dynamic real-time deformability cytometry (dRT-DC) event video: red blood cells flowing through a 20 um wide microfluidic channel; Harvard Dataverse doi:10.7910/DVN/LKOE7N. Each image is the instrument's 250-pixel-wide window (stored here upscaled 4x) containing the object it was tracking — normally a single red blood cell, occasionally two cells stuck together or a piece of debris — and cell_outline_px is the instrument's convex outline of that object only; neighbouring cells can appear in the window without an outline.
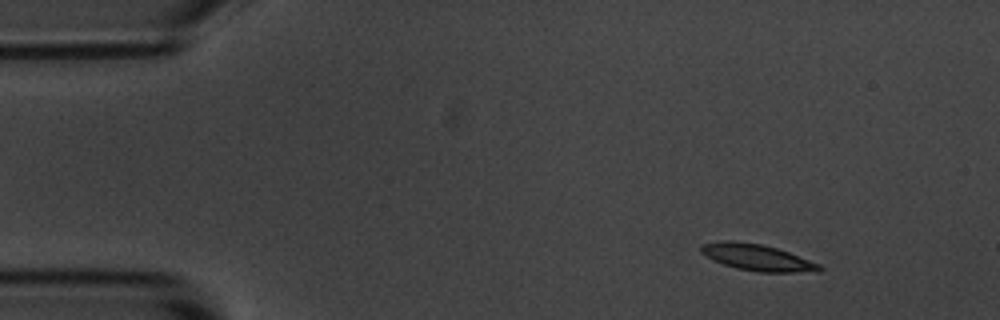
{"species": "common noctule bat (a hibernating species)", "species_latin": "Nyctalus noctula", "temperature_condition": "room temperature", "stored_images_in_passage": 4, "camera_frame_rate_fps": 3000, "um_per_image_px": 0.085, "animal": {"sex": "male", "body_mass_g": 20.1, "forearm_length_mm": 53.5}, "frame": {"image": 1, "passage_image": 1, "time_ms": 0.0, "image_size_px": [1000, 320], "cell_outline_px": [[824, 268], [796, 272], [756, 272], [736, 268], [712, 260], [700, 252], [700, 244], [720, 240], [732, 240], [760, 244], [776, 248], [788, 252], [820, 264]], "centroid_in_image_um": [64.25, 21.86], "position_along_channel_um": 20.8, "area_um2": 18.03}}
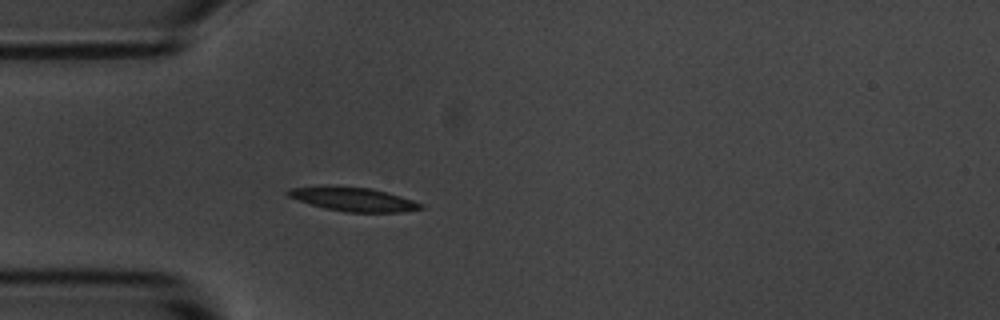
{"frame": {"image": 2, "passage_image": 4, "time_ms": 3.0, "image_size_px": [1000, 320], "cell_outline_px": [[424, 208], [404, 212], [344, 212], [324, 208], [288, 196], [284, 192], [288, 188], [368, 188], [400, 196], [424, 204]], "centroid_in_image_um": [30.12, 16.99], "position_along_channel_um": 54.9, "area_um2": 17.51}}